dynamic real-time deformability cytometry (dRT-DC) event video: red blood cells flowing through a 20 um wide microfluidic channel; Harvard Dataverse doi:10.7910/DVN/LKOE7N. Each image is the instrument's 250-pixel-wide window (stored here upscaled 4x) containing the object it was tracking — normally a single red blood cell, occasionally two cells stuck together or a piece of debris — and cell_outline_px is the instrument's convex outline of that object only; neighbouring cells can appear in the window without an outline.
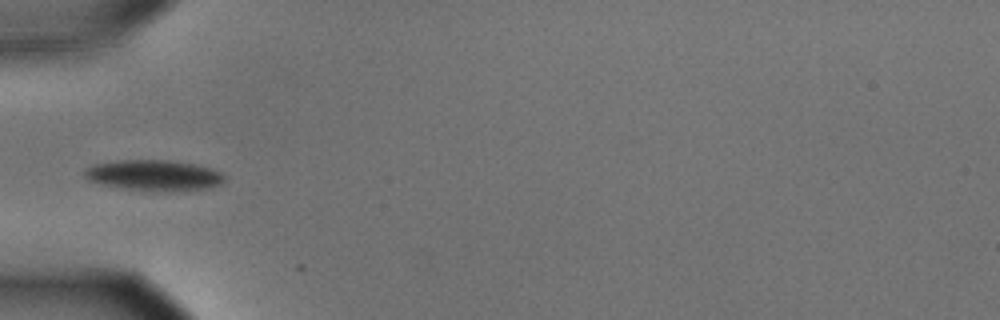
{"species": "common noctule bat (a hibernating species)", "species_latin": "Nyctalus noctula", "temperature_condition": "cold", "stored_images_in_passage": 2, "camera_frame_rate_fps": 3000, "um_per_image_px": 0.085, "animal": {"sex": "male", "body_mass_g": 15.6}, "frame": {"image": 1, "passage_image": 1, "time_ms": 0.0, "image_size_px": [1000, 320], "cell_outline_px": [[228, 180], [220, 184], [208, 188], [164, 192], [120, 188], [88, 180], [84, 176], [84, 168], [92, 164], [120, 160], [168, 160], [196, 164], [212, 168], [228, 176]], "centroid_in_image_um": [13.12, 14.9], "position_along_channel_um": 71.9, "area_um2": 25.43}}